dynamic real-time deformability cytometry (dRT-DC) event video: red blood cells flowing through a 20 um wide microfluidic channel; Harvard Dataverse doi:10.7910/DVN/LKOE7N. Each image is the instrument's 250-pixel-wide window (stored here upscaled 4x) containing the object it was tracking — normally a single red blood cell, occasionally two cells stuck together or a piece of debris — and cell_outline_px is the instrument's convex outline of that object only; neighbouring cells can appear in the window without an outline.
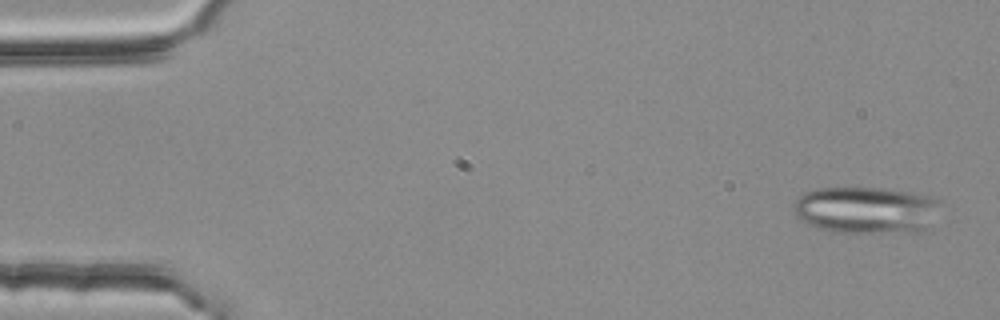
{"species": "common noctule bat (a hibernating species)", "species_latin": "Nyctalus noctula", "temperature_condition": "room temperature", "stored_images_in_passage": 3, "camera_frame_rate_fps": 3000, "um_per_image_px": 0.085, "animal": {"sex": "female", "body_mass_g": 25.1}, "frame": {"image": 1, "passage_image": 1, "time_ms": 0.0, "image_size_px": [1000, 320], "cell_outline_px": [[940, 200], [928, 232], [836, 232], [820, 228], [808, 224], [800, 220], [792, 212], [792, 204], [804, 192], [820, 188], [880, 188], [912, 192], [932, 196]], "centroid_in_image_um": [73.63, 17.85], "position_along_channel_um": 11.4, "area_um2": 40.4}}